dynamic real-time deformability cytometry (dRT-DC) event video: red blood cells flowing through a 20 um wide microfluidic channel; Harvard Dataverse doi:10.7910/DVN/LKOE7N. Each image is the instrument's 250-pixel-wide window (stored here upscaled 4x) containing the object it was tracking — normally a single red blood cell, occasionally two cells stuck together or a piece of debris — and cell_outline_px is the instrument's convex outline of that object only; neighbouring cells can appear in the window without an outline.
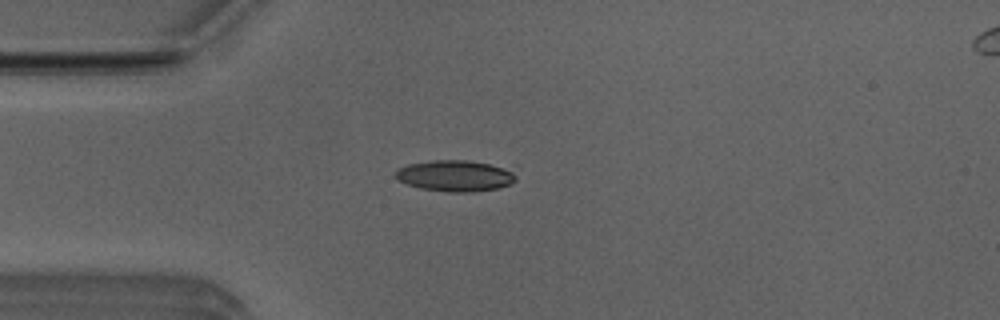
{"species": "Egyptian fruit bat (a non-hibernating species)", "species_latin": "Rousettus aegyptiacus", "temperature_condition": "room temperature", "stored_images_in_passage": 51, "camera_frame_rate_fps": 3000, "um_per_image_px": 0.085, "animal": {"sex": "male"}, "frame": {"image": 1, "passage_image": 13, "time_ms": 4.0, "image_size_px": [1000, 320], "cell_outline_px": [[516, 180], [500, 188], [468, 192], [448, 192], [420, 188], [396, 180], [396, 172], [400, 168], [408, 164], [432, 160], [464, 160], [488, 164], [512, 172], [516, 176]], "centroid_in_image_um": [38.64, 14.95], "position_along_channel_um": 46.4, "area_um2": 21.44}}
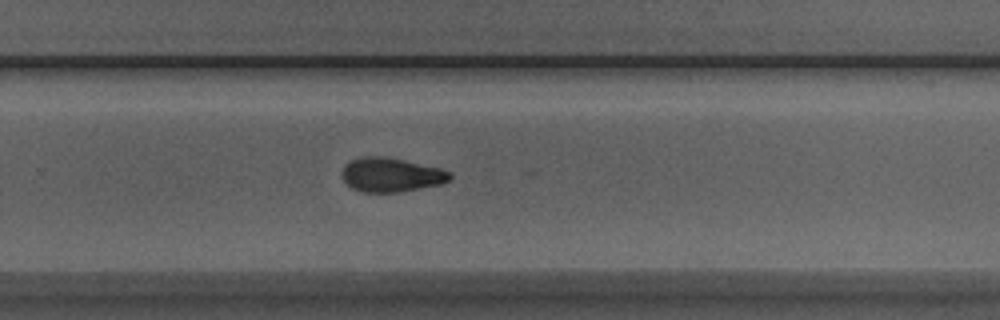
{"frame": {"image": 2, "passage_image": 33, "time_ms": 10.667, "image_size_px": [1000, 320], "cell_outline_px": [[452, 176], [444, 184], [396, 192], [364, 192], [352, 188], [340, 176], [340, 172], [344, 164], [360, 156], [384, 156], [404, 160], [440, 168], [452, 172]], "centroid_in_image_um": [33.22, 14.85], "position_along_channel_um": 296.6, "area_um2": 21.62}}
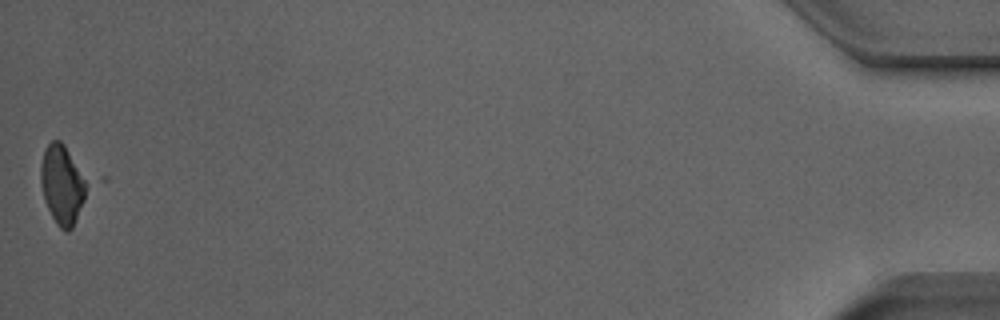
{"frame": {"image": 3, "passage_image": 51, "time_ms": 16.667, "image_size_px": [1000, 320], "cell_outline_px": [[88, 184], [84, 200], [72, 228], [68, 232], [64, 232], [56, 224], [48, 208], [40, 184], [40, 168], [44, 152], [48, 144], [52, 140], [60, 140], [64, 144]], "centroid_in_image_um": [5.27, 15.71], "position_along_channel_um": 429.9, "area_um2": 20.81}, "authors_computed_cell_mechanics": {"area_um2": 21.1548, "velocity_mm_per_s": 3.9613, "shape_relaxation_time_tau1_ms": 5.1112, "shape_relaxation_time_tau2_ms": 7.6573, "deformation_change_tau1": 0.1568, "deformation_change_tau2": 0.1348}}